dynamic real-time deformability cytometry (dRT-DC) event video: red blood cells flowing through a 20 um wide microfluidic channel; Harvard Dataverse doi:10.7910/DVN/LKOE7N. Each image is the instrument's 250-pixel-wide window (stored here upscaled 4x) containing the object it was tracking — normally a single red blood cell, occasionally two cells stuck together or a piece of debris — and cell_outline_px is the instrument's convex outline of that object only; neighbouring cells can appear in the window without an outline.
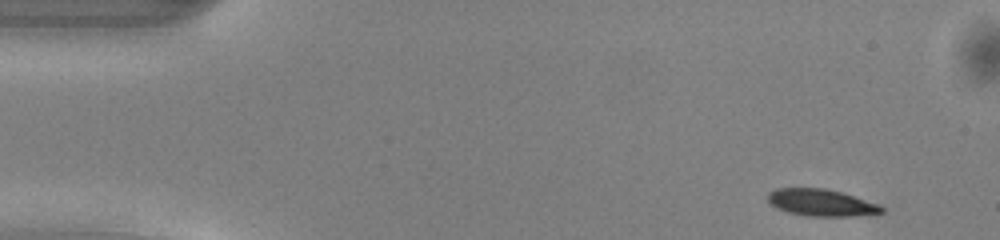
{"species": "common noctule bat (a hibernating species)", "species_latin": "Nyctalus noctula", "temperature_condition": "warm", "stored_images_in_passage": 47, "camera_frame_rate_fps": 3000, "um_per_image_px": 0.085, "animal": {"sex": "male", "body_mass_g": 13.0, "forearm_length_mm": 53.1}, "frame": {"image": 1, "passage_image": 1, "time_ms": 0.0, "image_size_px": [1000, 240], "cell_outline_px": [[884, 212], [852, 216], [808, 216], [788, 212], [776, 208], [768, 200], [768, 192], [776, 188], [824, 188], [844, 192], [880, 204], [884, 208]], "centroid_in_image_um": [69.83, 17.21], "position_along_channel_um": 15.2, "area_um2": 17.98}}
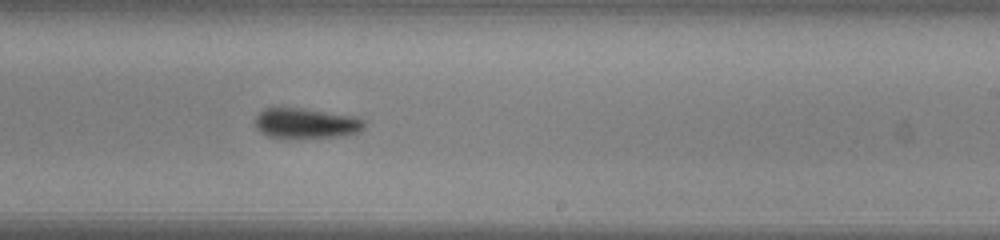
{"frame": {"image": 2, "passage_image": 27, "time_ms": 8.667, "image_size_px": [1000, 240], "cell_outline_px": [[364, 128], [360, 132], [344, 136], [288, 140], [284, 140], [268, 136], [260, 132], [256, 128], [256, 116], [264, 108], [300, 108], [356, 116], [364, 120]], "centroid_in_image_um": [26.01, 10.52], "position_along_channel_um": 263.0, "area_um2": 19.88}}
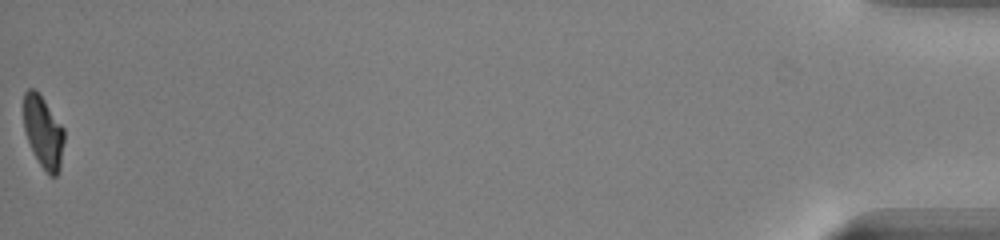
{"frame": {"image": 3, "passage_image": 47, "time_ms": 15.333, "image_size_px": [1000, 240], "cell_outline_px": [[64, 140], [60, 168], [56, 176], [48, 176], [40, 164], [28, 140], [24, 128], [24, 92], [28, 88], [32, 88], [44, 100], [64, 128]], "centroid_in_image_um": [3.69, 11.24], "position_along_channel_um": 431.5, "area_um2": 16.7}, "authors_computed_cell_mechanics": {"area_um2": 18.9584, "velocity_mm_per_s": 4.1058, "shape_relaxation_time_tau1_ms": 3.393, "shape_relaxation_time_tau2_ms": 10.3757, "deformation_change_tau1": 0.1376, "deformation_change_tau2": 0.1903}}